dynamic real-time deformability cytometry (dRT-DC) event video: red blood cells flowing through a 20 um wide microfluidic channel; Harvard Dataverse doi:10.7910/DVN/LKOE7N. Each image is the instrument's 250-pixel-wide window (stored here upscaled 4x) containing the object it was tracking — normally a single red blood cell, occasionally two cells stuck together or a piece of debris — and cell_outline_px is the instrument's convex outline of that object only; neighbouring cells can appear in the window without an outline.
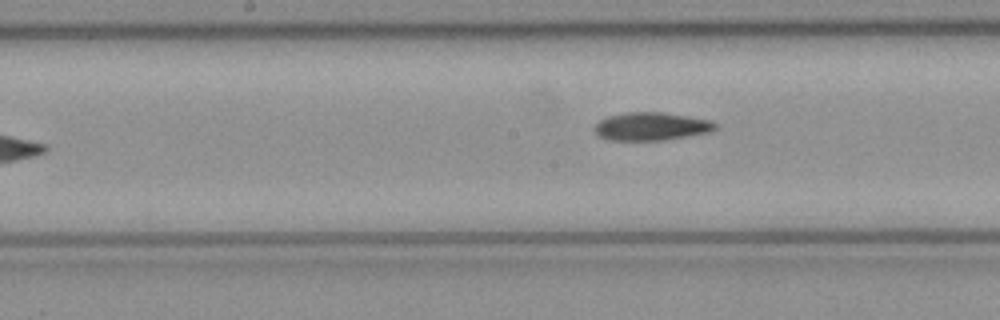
{"species": "common noctule bat (a hibernating species)", "species_latin": "Nyctalus noctula", "temperature_condition": "cold", "stored_images_in_passage": 8, "camera_frame_rate_fps": 3000, "um_per_image_px": 0.085, "animal": {"sex": "female", "body_mass_g": 21.9}, "frame": {"image": 1, "passage_image": 8, "time_ms": 2.333, "image_size_px": [1000, 320], "cell_outline_px": [[716, 128], [712, 132], [664, 140], [612, 140], [600, 136], [592, 128], [600, 120], [608, 116], [628, 112], [660, 112], [708, 120], [716, 124]], "centroid_in_image_um": [55.34, 10.75], "position_along_channel_um": 192.9, "area_um2": 19.48}}